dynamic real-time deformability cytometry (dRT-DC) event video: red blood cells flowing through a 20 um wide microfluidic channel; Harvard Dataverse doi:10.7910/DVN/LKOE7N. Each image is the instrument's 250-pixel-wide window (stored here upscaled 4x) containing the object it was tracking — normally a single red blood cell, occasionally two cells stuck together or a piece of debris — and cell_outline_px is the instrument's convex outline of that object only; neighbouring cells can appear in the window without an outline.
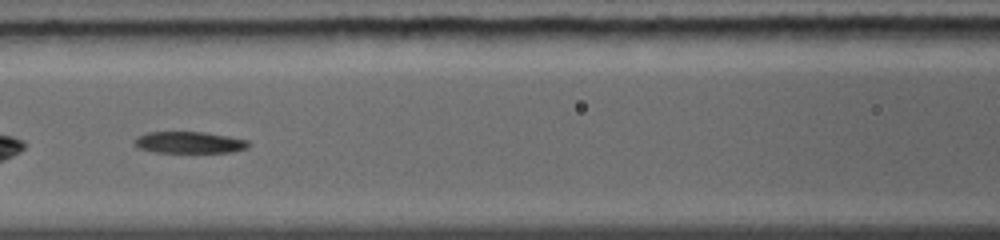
{"species": "common noctule bat (a hibernating species)", "species_latin": "Nyctalus noctula", "temperature_condition": "warm", "stored_images_in_passage": 21, "camera_frame_rate_fps": 5000, "um_per_image_px": 0.085, "animal": {"sex": "female", "body_mass_g": 19.0, "forearm_length_mm": 56.7}, "frame": {"image": 1, "passage_image": 7, "time_ms": 2.4, "image_size_px": [1000, 240], "cell_outline_px": [[252, 144], [248, 148], [232, 152], [156, 152], [136, 148], [132, 144], [140, 136], [148, 132], [200, 132], [228, 136], [248, 140]], "centroid_in_image_um": [16.12, 12.12], "position_along_channel_um": 150.5, "area_um2": 14.33}}
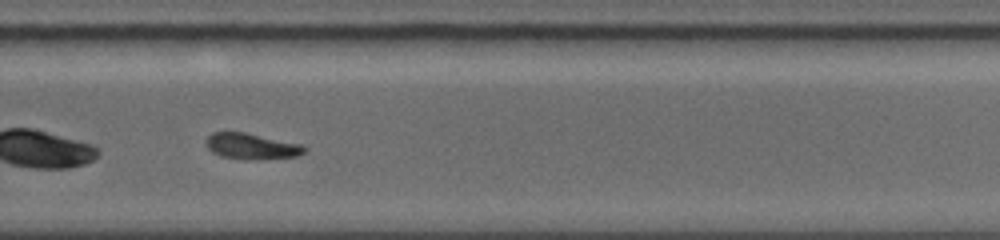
{"frame": {"image": 2, "passage_image": 15, "time_ms": 6.0, "image_size_px": [1000, 240], "cell_outline_px": [[308, 148], [304, 152], [296, 156], [260, 160], [244, 160], [220, 156], [212, 152], [208, 148], [208, 136], [212, 132], [244, 132], [304, 144]], "centroid_in_image_um": [21.44, 12.44], "position_along_channel_um": 308.4, "area_um2": 15.03}, "authors_computed_cell_mechanics": {"area_um2": 14.9702, "velocity_mm_per_s": 4.3909, "shape_relaxation_time_tau1_ms": null, "shape_relaxation_time_tau2_ms": 4.0103, "deformation_change_tau1": null, "deformation_change_tau2": 0.1166}}